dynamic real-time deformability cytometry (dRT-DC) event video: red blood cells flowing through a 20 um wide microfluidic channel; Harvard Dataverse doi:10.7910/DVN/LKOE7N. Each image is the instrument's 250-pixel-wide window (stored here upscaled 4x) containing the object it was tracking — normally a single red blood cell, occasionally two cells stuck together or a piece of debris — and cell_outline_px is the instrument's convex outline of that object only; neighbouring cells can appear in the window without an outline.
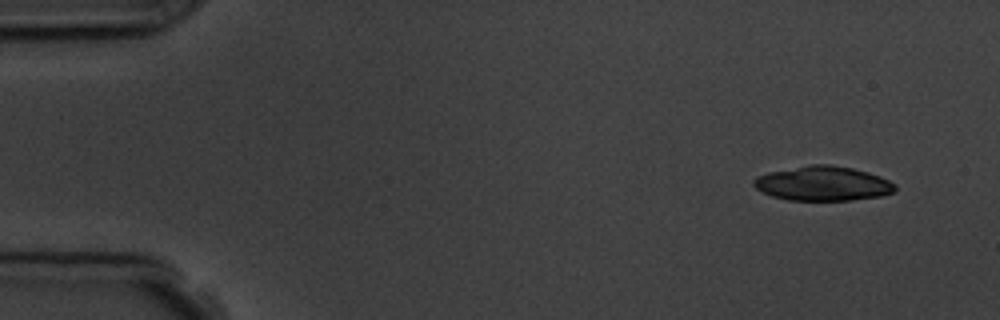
{"species": "common noctule bat (a hibernating species)", "species_latin": "Nyctalus noctula", "temperature_condition": "room temperature", "stored_images_in_passage": 7, "camera_frame_rate_fps": 3000, "um_per_image_px": 0.085, "animal": {"sex": "male", "body_mass_g": 19.5, "forearm_length_mm": 54.6}, "frame": {"image": 1, "passage_image": 1, "time_ms": 0.0, "image_size_px": [1000, 320], "cell_outline_px": [[896, 192], [880, 196], [852, 200], [788, 200], [772, 196], [760, 192], [752, 184], [752, 180], [756, 176], [768, 172], [812, 164], [828, 164], [852, 168], [868, 172], [880, 176], [896, 184]], "centroid_in_image_um": [69.93, 15.6], "position_along_channel_um": 15.1, "area_um2": 28.61}}